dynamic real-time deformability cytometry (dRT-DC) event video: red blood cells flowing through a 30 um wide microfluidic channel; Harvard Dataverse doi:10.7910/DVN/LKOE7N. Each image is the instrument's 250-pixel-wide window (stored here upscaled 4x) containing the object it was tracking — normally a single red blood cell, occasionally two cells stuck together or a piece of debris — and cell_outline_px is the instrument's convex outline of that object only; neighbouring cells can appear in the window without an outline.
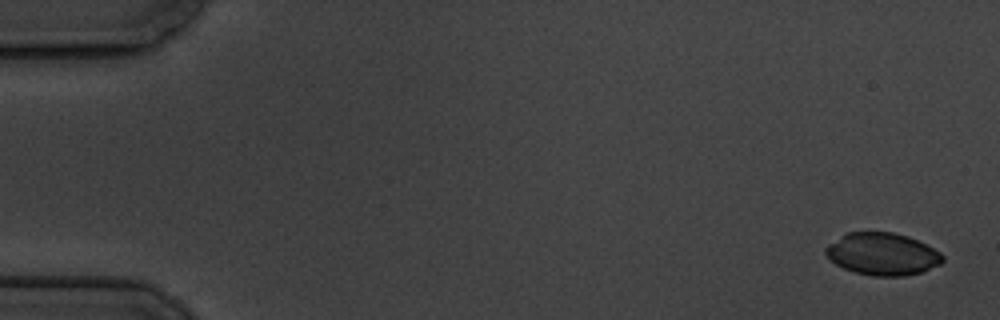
{"species": "common noctule bat (a hibernating species)", "species_latin": "Nyctalus noctula", "temperature_condition": "cold", "stored_images_in_passage": 9, "camera_frame_rate_fps": 3000, "um_per_image_px": 0.085, "animal": {"sex": "male", "body_mass_g": 19.5, "forearm_length_mm": 54.6}, "frame": {"image": 1, "passage_image": 1, "time_ms": 0.0, "image_size_px": [1000, 320], "cell_outline_px": [[944, 260], [940, 264], [920, 272], [904, 276], [872, 276], [856, 272], [844, 268], [836, 264], [824, 252], [824, 248], [828, 244], [844, 232], [892, 232], [908, 236], [940, 252], [944, 256]], "centroid_in_image_um": [74.98, 21.58], "position_along_channel_um": 10.0, "area_um2": 28.73}}